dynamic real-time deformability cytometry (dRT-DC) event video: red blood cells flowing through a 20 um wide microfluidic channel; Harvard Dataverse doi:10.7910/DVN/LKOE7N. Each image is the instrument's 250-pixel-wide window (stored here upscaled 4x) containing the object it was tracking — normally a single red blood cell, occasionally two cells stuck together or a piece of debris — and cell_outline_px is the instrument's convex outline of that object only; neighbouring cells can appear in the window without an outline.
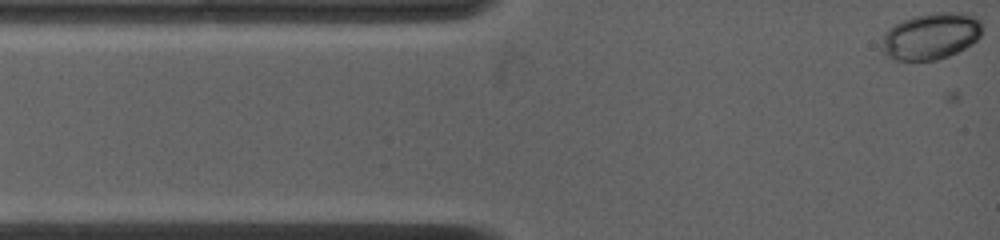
{"species": "common noctule bat (a hibernating species)", "species_latin": "Nyctalus noctula", "temperature_condition": "warm", "stored_images_in_passage": 5, "camera_frame_rate_fps": 4500, "um_per_image_px": 0.085, "animal": {"sex": "female", "body_mass_g": 19.0, "forearm_length_mm": 53.3}, "frame": {"image": 1, "passage_image": 3, "time_ms": 0.444, "image_size_px": [1000, 240], "cell_outline_px": [[980, 36], [972, 44], [948, 56], [936, 60], [896, 60], [888, 56], [884, 52], [884, 32], [888, 28], [912, 16], [936, 12], [968, 12], [976, 16], [980, 20]], "centroid_in_image_um": [79.16, 3.05], "position_along_channel_um": 5.8, "area_um2": 27.05}}